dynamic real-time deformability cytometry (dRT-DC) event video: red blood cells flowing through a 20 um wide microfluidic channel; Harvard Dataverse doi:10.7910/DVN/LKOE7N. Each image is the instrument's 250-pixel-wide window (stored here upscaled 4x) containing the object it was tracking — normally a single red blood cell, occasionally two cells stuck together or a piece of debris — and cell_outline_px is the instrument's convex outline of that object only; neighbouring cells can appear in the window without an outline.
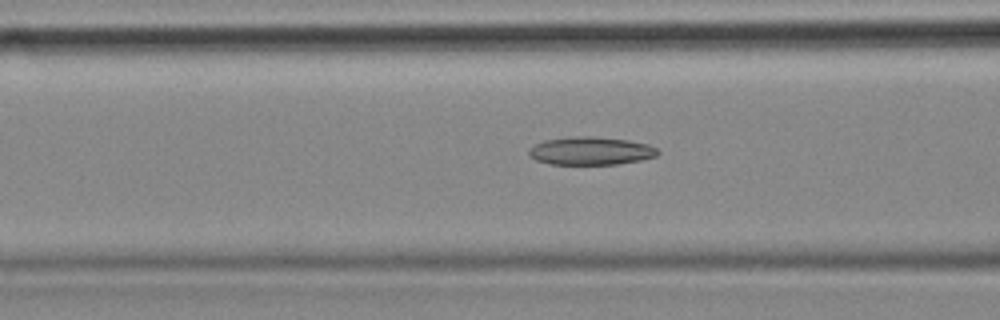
{"species": "common noctule bat (a hibernating species)", "species_latin": "Nyctalus noctula", "temperature_condition": "cold", "stored_images_in_passage": 54, "camera_frame_rate_fps": 3000, "um_per_image_px": 0.085, "animal": {"sex": "female", "body_mass_g": 18.4}, "frame": {"image": 1, "passage_image": 20, "time_ms": 6.333, "image_size_px": [1000, 320], "cell_outline_px": [[660, 152], [656, 156], [640, 160], [616, 164], [552, 164], [536, 160], [528, 156], [528, 148], [544, 140], [576, 136], [592, 136], [628, 140], [648, 144], [656, 148]], "centroid_in_image_um": [50.19, 12.82], "position_along_channel_um": 116.4, "area_um2": 21.04}}
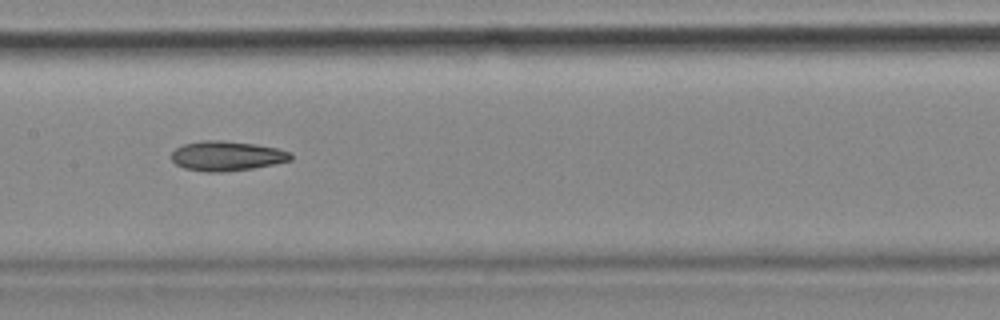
{"frame": {"image": 2, "passage_image": 26, "time_ms": 8.333, "image_size_px": [1000, 320], "cell_outline_px": [[292, 160], [252, 168], [224, 172], [204, 172], [184, 168], [176, 164], [172, 160], [172, 152], [176, 148], [184, 144], [204, 140], [220, 140], [256, 144], [276, 148], [292, 152]], "centroid_in_image_um": [19.27, 13.25], "position_along_channel_um": 188.1, "area_um2": 20.63}}
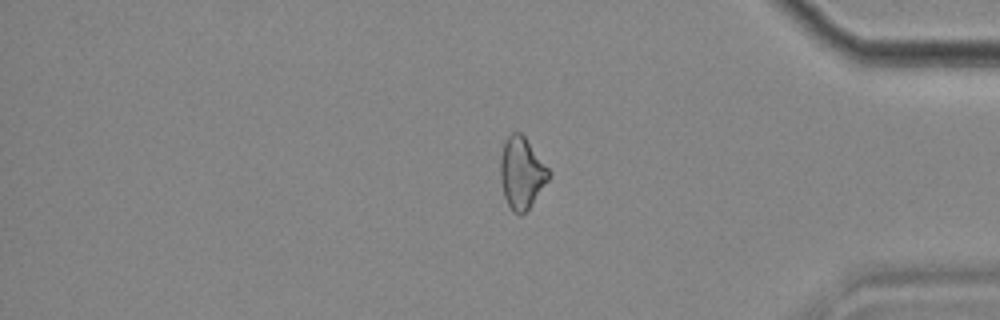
{"frame": {"image": 3, "passage_image": 45, "time_ms": 14.667, "image_size_px": [1000, 320], "cell_outline_px": [[552, 172], [548, 180], [528, 208], [520, 216], [512, 212], [504, 196], [500, 180], [500, 156], [504, 140], [512, 132], [520, 132], [524, 136]], "centroid_in_image_um": [44.32, 14.68], "position_along_channel_um": 390.9, "area_um2": 20.17}, "authors_computed_cell_mechanics": {"area_um2": 20.9525, "velocity_mm_per_s": 3.5861, "shape_relaxation_time_tau1_ms": null, "shape_relaxation_time_tau2_ms": 10.8772, "deformation_change_tau1": null, "deformation_change_tau2": 0.2133}}